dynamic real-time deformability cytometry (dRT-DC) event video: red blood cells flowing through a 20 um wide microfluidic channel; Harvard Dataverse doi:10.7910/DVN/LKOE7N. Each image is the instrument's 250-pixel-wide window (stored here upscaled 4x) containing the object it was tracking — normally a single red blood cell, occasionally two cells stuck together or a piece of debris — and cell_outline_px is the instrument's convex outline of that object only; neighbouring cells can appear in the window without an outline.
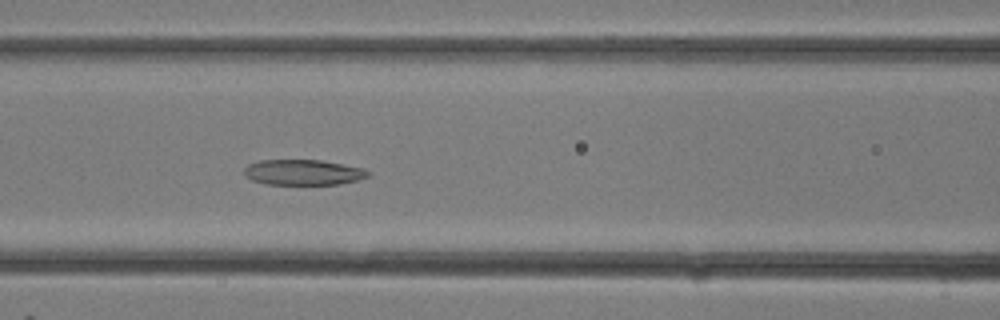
{"species": "common noctule bat (a hibernating species)", "species_latin": "Nyctalus noctula", "temperature_condition": "room temperature", "stored_images_in_passage": 11, "camera_frame_rate_fps": 3000, "um_per_image_px": 0.085, "animal": {"sex": "female"}, "frame": {"image": 1, "passage_image": 11, "time_ms": 3.333, "image_size_px": [1000, 320], "cell_outline_px": [[372, 172], [368, 176], [360, 180], [340, 184], [268, 184], [252, 180], [244, 176], [244, 168], [248, 164], [260, 160], [320, 160], [364, 168]], "centroid_in_image_um": [25.79, 14.65], "position_along_channel_um": 140.8, "area_um2": 18.5}}